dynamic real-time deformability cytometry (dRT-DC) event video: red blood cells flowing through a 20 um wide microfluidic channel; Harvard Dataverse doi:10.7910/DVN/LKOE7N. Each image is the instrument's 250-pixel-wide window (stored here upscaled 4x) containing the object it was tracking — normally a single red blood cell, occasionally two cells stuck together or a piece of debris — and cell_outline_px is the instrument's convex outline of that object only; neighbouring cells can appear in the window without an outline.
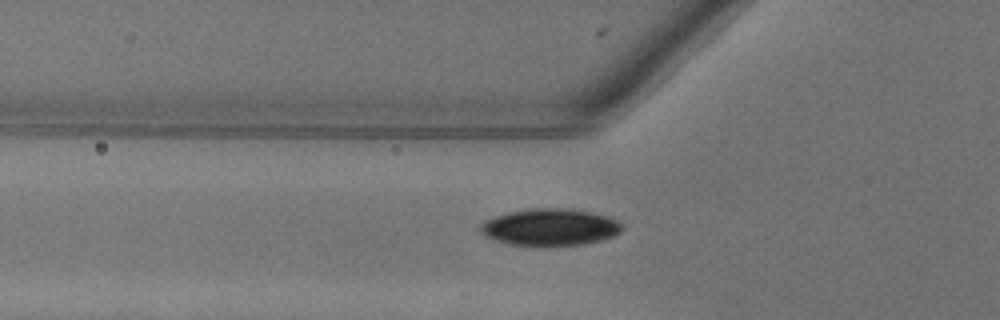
{"species": "common noctule bat (a hibernating species)", "species_latin": "Nyctalus noctula", "temperature_condition": "warm", "stored_images_in_passage": 41, "camera_frame_rate_fps": 3000, "um_per_image_px": 0.085, "animal": {"sex": "female"}, "frame": {"image": 1, "passage_image": 13, "time_ms": 4.0, "image_size_px": [1000, 320], "cell_outline_px": [[624, 228], [620, 232], [612, 236], [600, 240], [584, 244], [544, 248], [508, 244], [484, 236], [480, 228], [480, 224], [484, 220], [508, 212], [536, 208], [572, 208], [592, 212], [608, 216], [624, 224]], "centroid_in_image_um": [46.77, 19.33], "position_along_channel_um": 79.0, "area_um2": 31.21}}
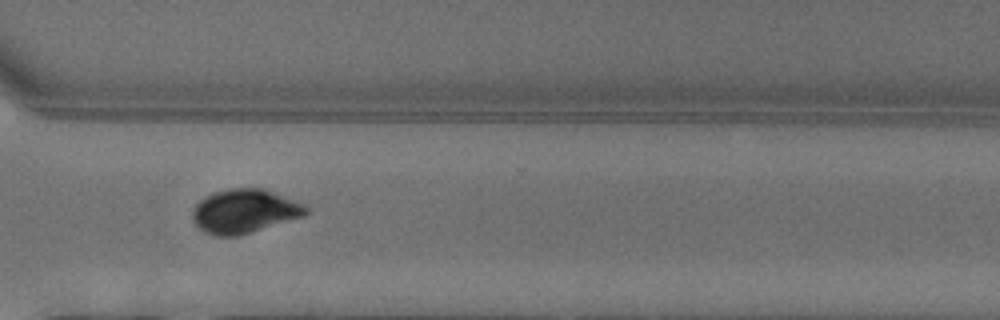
{"frame": {"image": 2, "passage_image": 33, "time_ms": 10.667, "image_size_px": [1000, 320], "cell_outline_px": [[308, 212], [304, 216], [236, 236], [216, 236], [204, 232], [192, 220], [192, 212], [196, 204], [204, 196], [212, 192], [232, 188], [264, 188], [292, 200], [308, 208]], "centroid_in_image_um": [20.72, 17.94], "position_along_channel_um": 349.9, "area_um2": 28.67}}
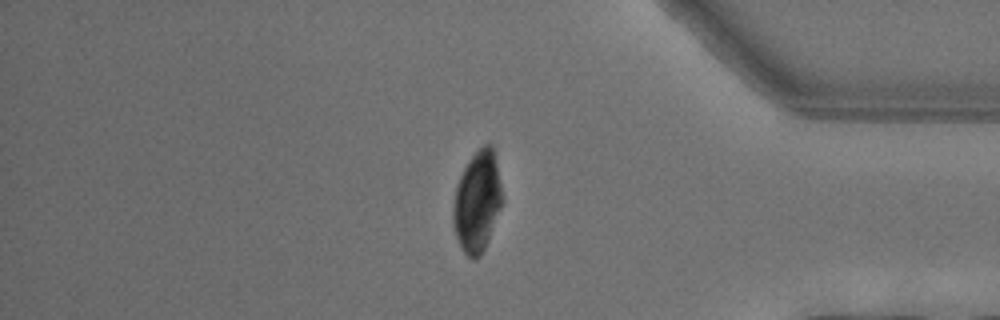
{"frame": {"image": 3, "passage_image": 38, "time_ms": 12.333, "image_size_px": [1000, 320], "cell_outline_px": [[504, 204], [488, 240], [480, 256], [476, 260], [472, 260], [464, 252], [456, 236], [452, 224], [452, 208], [456, 188], [460, 176], [468, 160], [484, 144], [492, 144], [504, 200]], "centroid_in_image_um": [40.58, 17.17], "position_along_channel_um": 394.6, "area_um2": 29.02}}